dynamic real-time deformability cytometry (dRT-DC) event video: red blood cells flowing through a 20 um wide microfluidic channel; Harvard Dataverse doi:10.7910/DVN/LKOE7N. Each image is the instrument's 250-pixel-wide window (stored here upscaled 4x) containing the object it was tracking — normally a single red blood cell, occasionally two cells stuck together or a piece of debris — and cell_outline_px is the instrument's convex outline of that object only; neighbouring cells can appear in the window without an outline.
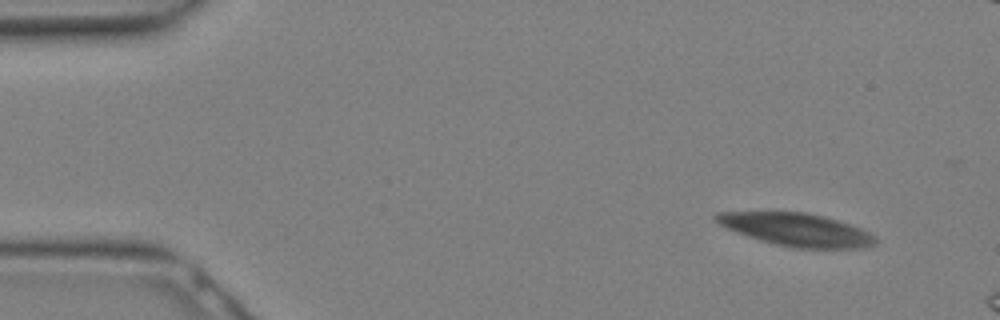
{"species": "Egyptian fruit bat (a non-hibernating species)", "species_latin": "Rousettus aegyptiacus", "temperature_condition": "warm", "stored_images_in_passage": 5, "camera_frame_rate_fps": 3000, "um_per_image_px": 0.085, "animal": {"sex": "female"}, "frame": {"image": 1, "passage_image": 1, "time_ms": 0.0, "image_size_px": [1000, 320], "cell_outline_px": [[876, 244], [864, 248], [792, 248], [760, 240], [736, 232], [712, 220], [712, 216], [716, 212], [808, 212], [824, 216], [860, 228], [876, 236]], "centroid_in_image_um": [67.69, 19.52], "position_along_channel_um": 17.3, "area_um2": 30.46}}